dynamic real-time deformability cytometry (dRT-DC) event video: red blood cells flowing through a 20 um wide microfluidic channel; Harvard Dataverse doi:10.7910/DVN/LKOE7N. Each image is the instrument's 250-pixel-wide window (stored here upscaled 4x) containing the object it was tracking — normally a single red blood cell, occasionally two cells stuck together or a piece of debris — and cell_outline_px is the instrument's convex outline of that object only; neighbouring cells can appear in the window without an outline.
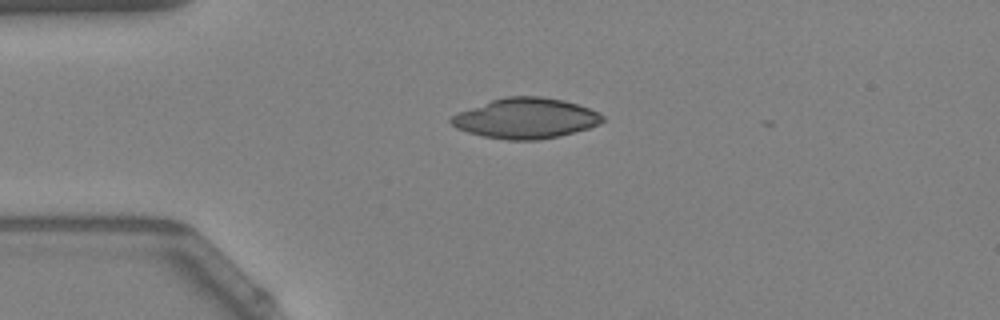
{"species": "Egyptian fruit bat (a non-hibernating species)", "species_latin": "Rousettus aegyptiacus", "temperature_condition": "warm", "stored_images_in_passage": 41, "camera_frame_rate_fps": 3000, "um_per_image_px": 0.085, "animal": {"sex": "female"}, "frame": {"image": 1, "passage_image": 1, "time_ms": 0.0, "image_size_px": [1000, 320], "cell_outline_px": [[604, 120], [600, 124], [588, 128], [560, 136], [540, 140], [508, 140], [484, 136], [468, 132], [456, 128], [448, 120], [452, 116], [460, 112], [492, 100], [504, 96], [540, 96], [564, 100], [588, 108], [604, 116]], "centroid_in_image_um": [44.7, 10.06], "position_along_channel_um": 40.3, "area_um2": 35.37}}
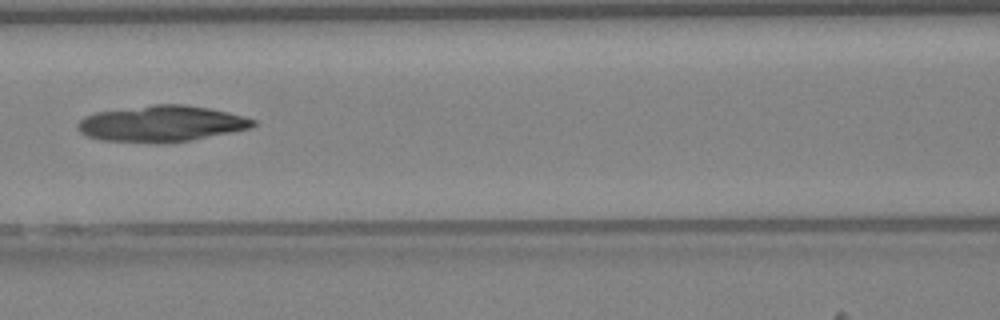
{"frame": {"image": 2, "passage_image": 12, "time_ms": 3.667, "image_size_px": [1000, 320], "cell_outline_px": [[256, 124], [248, 128], [188, 140], [160, 144], [156, 144], [100, 140], [88, 136], [80, 132], [76, 128], [76, 124], [84, 116], [96, 112], [152, 104], [184, 104], [208, 108], [228, 112], [244, 116], [256, 120]], "centroid_in_image_um": [13.65, 10.51], "position_along_channel_um": 152.9, "area_um2": 36.93}}
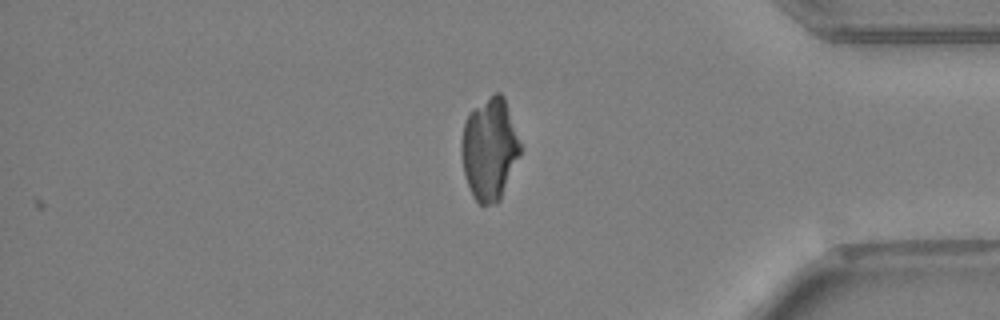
{"frame": {"image": 3, "passage_image": 33, "time_ms": 10.667, "image_size_px": [1000, 320], "cell_outline_px": [[520, 152], [500, 200], [496, 204], [480, 204], [472, 196], [464, 176], [460, 152], [460, 140], [464, 124], [468, 112], [472, 108], [496, 92], [500, 92], [504, 96], [520, 144]], "centroid_in_image_um": [41.56, 12.67], "position_along_channel_um": 393.6, "area_um2": 34.91}}